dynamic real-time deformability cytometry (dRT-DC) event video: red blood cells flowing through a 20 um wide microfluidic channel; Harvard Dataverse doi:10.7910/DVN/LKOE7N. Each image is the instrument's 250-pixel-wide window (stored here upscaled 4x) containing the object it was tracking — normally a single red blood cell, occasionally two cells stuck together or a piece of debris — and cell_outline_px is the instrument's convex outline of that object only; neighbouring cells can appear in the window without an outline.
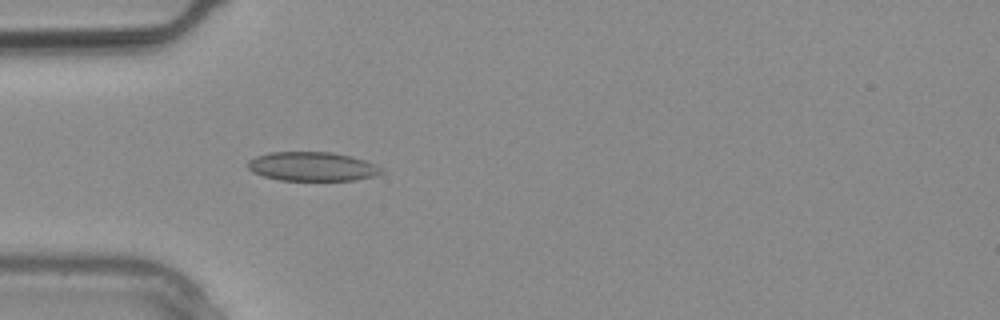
{"species": "common noctule bat (a hibernating species)", "species_latin": "Nyctalus noctula", "temperature_condition": "warm", "stored_images_in_passage": 1, "camera_frame_rate_fps": 3000, "um_per_image_px": 0.085, "animal": {"sex": "male", "body_mass_g": 20.4}, "frame": {"image": 1, "passage_image": 1, "time_ms": 0.0, "image_size_px": [1000, 320], "cell_outline_px": [[384, 172], [376, 176], [352, 180], [280, 180], [264, 176], [252, 172], [248, 168], [248, 160], [256, 156], [268, 152], [332, 152], [352, 156], [376, 164], [384, 168]], "centroid_in_image_um": [26.57, 14.14], "position_along_channel_um": 58.4, "area_um2": 22.77}}